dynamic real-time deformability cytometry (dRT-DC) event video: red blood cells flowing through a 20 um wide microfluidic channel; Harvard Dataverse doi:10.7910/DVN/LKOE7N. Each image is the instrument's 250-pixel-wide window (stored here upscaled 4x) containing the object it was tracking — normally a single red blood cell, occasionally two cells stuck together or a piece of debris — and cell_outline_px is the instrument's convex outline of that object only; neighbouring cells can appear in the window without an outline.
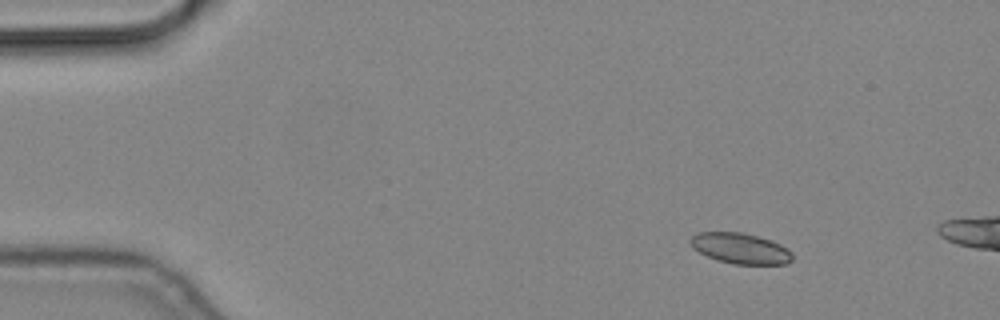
{"species": "common noctule bat (a hibernating species)", "species_latin": "Nyctalus noctula", "temperature_condition": "cold", "stored_images_in_passage": 10, "camera_frame_rate_fps": 3000, "um_per_image_px": 0.085, "animal": {"sex": "male", "body_mass_g": 19.2, "forearm_length_mm": 51.8}, "frame": {"image": 1, "passage_image": 4, "time_ms": 1.0, "image_size_px": [1000, 320], "cell_outline_px": [[792, 260], [788, 264], [732, 264], [716, 260], [692, 248], [688, 240], [696, 232], [744, 232], [772, 240], [788, 248], [792, 252]], "centroid_in_image_um": [62.93, 21.1], "position_along_channel_um": 22.1, "area_um2": 18.5}}